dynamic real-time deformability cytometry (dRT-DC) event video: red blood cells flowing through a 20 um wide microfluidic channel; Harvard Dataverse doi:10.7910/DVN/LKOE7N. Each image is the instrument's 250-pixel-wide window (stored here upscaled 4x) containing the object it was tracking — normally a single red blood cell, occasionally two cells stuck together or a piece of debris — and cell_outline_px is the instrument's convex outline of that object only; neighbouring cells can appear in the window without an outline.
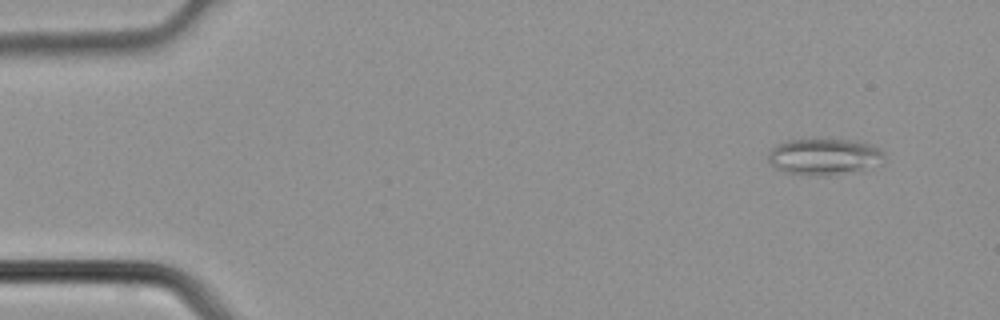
{"species": "common noctule bat (a hibernating species)", "species_latin": "Nyctalus noctula", "temperature_condition": "cold", "stored_images_in_passage": 4, "camera_frame_rate_fps": 3000, "um_per_image_px": 0.085, "animal": {"sex": "male", "body_mass_g": 21.5, "forearm_length_mm": 52.0}, "frame": {"image": 1, "passage_image": 2, "time_ms": 0.333, "image_size_px": [1000, 320], "cell_outline_px": [[888, 160], [880, 164], [824, 176], [820, 176], [784, 172], [768, 164], [768, 152], [776, 144], [788, 140], [816, 136], [856, 140], [880, 148], [884, 152]], "centroid_in_image_um": [70.02, 13.25], "position_along_channel_um": 15.0, "area_um2": 25.43}}